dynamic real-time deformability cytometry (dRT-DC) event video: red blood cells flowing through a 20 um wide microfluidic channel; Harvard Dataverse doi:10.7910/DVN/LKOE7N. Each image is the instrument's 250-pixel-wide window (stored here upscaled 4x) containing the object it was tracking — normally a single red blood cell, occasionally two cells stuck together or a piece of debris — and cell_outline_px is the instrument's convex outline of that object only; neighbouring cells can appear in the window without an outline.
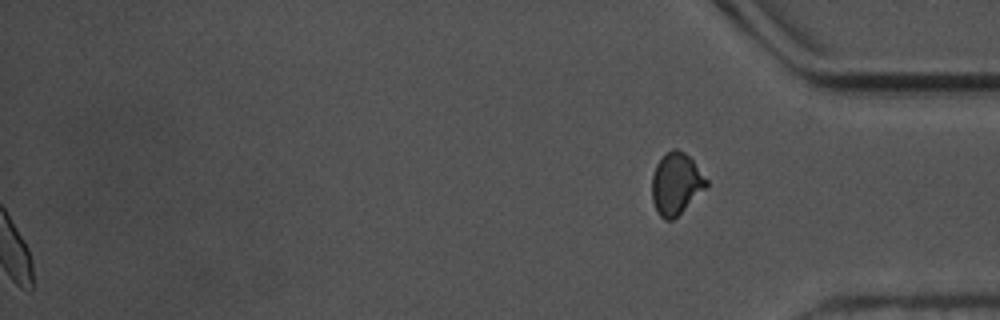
{"species": "common noctule bat (a hibernating species)", "species_latin": "Nyctalus noctula", "temperature_condition": "warm", "stored_images_in_passage": 51, "segment_of_instrument_passage": [2, 2], "camera_frame_rate_fps": 3000, "um_per_image_px": 0.085, "animal": {"sex": "male", "body_mass_g": 17.5, "forearm_length_mm": 52.3}, "frame": {"image": 1, "passage_image": 51, "time_ms": 16.667, "image_size_px": [1000, 320], "cell_outline_px": [[708, 184], [672, 220], [664, 220], [656, 212], [652, 200], [652, 176], [656, 164], [672, 148], [676, 148], [684, 152], [692, 160], [708, 180]], "centroid_in_image_um": [57.43, 15.61], "position_along_channel_um": 377.8, "area_um2": 19.13}}